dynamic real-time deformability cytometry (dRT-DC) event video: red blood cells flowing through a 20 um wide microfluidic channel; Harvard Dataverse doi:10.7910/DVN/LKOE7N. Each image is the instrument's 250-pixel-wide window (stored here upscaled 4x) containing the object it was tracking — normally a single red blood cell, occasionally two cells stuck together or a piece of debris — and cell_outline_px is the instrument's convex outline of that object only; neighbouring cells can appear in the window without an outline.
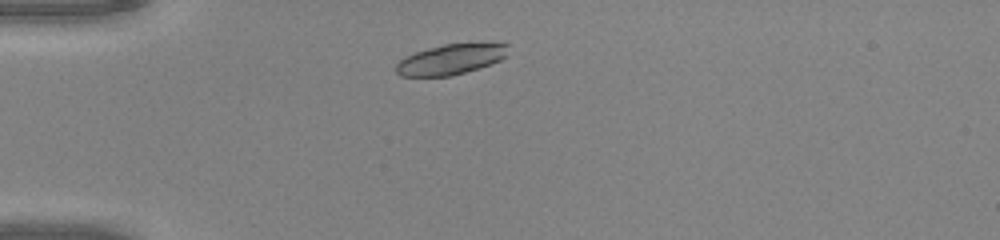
{"species": "common noctule bat (a hibernating species)", "species_latin": "Nyctalus noctula", "temperature_condition": "warm", "stored_images_in_passage": 40, "camera_frame_rate_fps": 3000, "um_per_image_px": 0.085, "animal": {"sex": "male", "body_mass_g": 20.0, "forearm_length_mm": 53.3}, "frame": {"image": 1, "passage_image": 4, "time_ms": 1.0, "image_size_px": [1000, 240], "cell_outline_px": [[508, 56], [500, 60], [464, 72], [448, 76], [400, 76], [396, 72], [396, 64], [400, 60], [416, 52], [428, 48], [444, 44], [508, 44]], "centroid_in_image_um": [38.29, 5.05], "position_along_channel_um": 46.7, "area_um2": 19.31}}
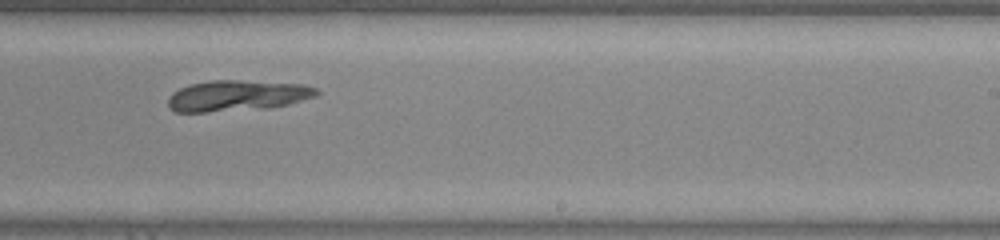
{"frame": {"image": 2, "passage_image": 22, "time_ms": 7.0, "image_size_px": [1000, 240], "cell_outline_px": [[320, 92], [316, 96], [288, 104], [268, 108], [204, 112], [176, 112], [168, 108], [168, 96], [172, 92], [180, 88], [192, 84], [212, 80], [240, 80], [304, 84], [316, 88]], "centroid_in_image_um": [20.15, 8.13], "position_along_channel_um": 268.9, "area_um2": 26.76}}
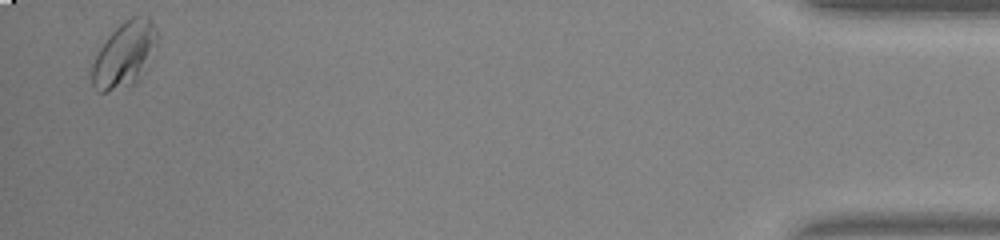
{"frame": {"image": 3, "passage_image": 39, "time_ms": 12.667, "image_size_px": [1000, 240], "cell_outline_px": [[160, 36], [144, 72], [140, 80], [132, 84], [108, 92], [96, 92], [92, 84], [92, 64], [104, 40], [124, 20], [132, 16], [148, 16], [152, 20]], "centroid_in_image_um": [10.6, 4.62], "position_along_channel_um": 424.6, "area_um2": 25.09}, "authors_computed_cell_mechanics": {"area_um2": 25.6632, "velocity_mm_per_s": 4.1359, "shape_relaxation_time_tau1_ms": 6.8571, "shape_relaxation_time_tau2_ms": null, "deformation_change_tau1": 0.191, "deformation_change_tau2": null}}